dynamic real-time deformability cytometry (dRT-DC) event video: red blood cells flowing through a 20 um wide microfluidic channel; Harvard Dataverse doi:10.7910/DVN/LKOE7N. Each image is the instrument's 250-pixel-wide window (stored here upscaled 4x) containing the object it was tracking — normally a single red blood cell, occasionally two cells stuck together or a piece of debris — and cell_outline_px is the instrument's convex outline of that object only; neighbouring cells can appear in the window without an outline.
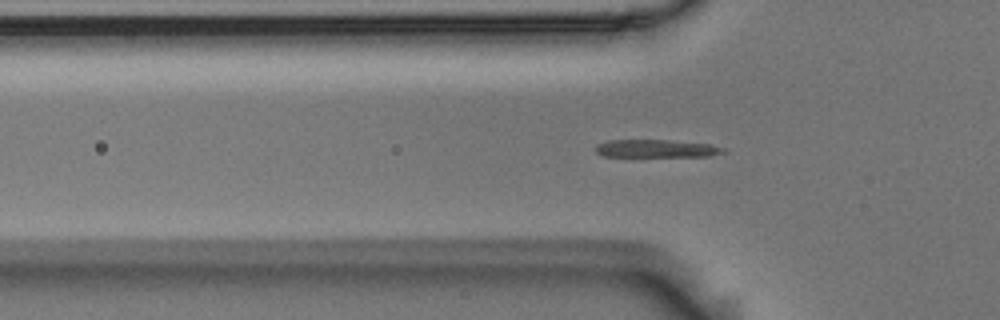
{"species": "Egyptian fruit bat (a non-hibernating species)", "species_latin": "Rousettus aegyptiacus", "temperature_condition": "room temperature", "stored_images_in_passage": 44, "segment_of_instrument_passage": [1, 2], "camera_frame_rate_fps": 3000, "um_per_image_px": 0.085, "animal": {"sex": "male"}, "frame": {"image": 1, "passage_image": 6, "time_ms": 1.667, "image_size_px": [1000, 320], "cell_outline_px": [[728, 152], [712, 156], [600, 156], [596, 152], [596, 144], [608, 140], [668, 140], [712, 144], [728, 148]], "centroid_in_image_um": [55.87, 12.62], "position_along_channel_um": 69.9, "area_um2": 13.47}}
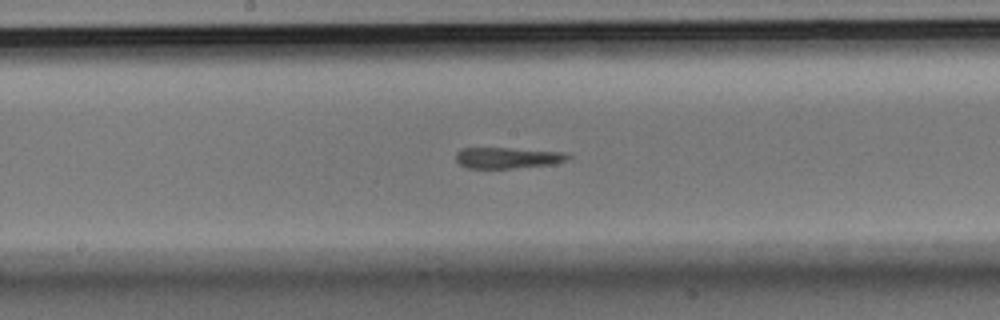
{"frame": {"image": 2, "passage_image": 17, "time_ms": 5.333, "image_size_px": [1000, 320], "cell_outline_px": [[572, 156], [556, 164], [512, 168], [468, 168], [460, 164], [456, 160], [456, 152], [460, 148], [508, 148], [568, 152]], "centroid_in_image_um": [43.17, 13.41], "position_along_channel_um": 205.0, "area_um2": 13.81}}
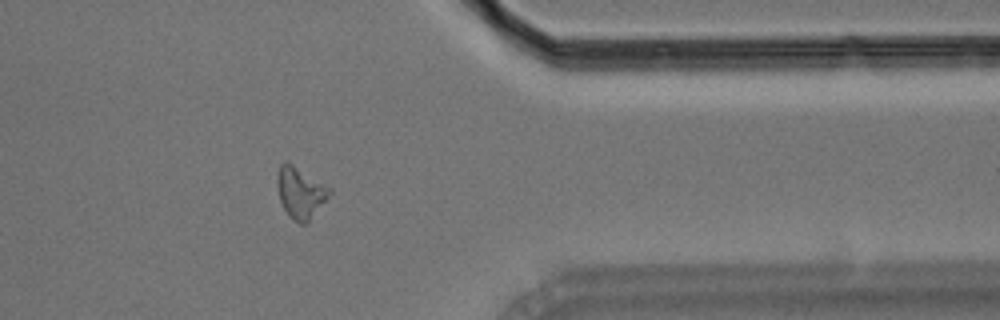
{"frame": {"image": 3, "passage_image": 33, "time_ms": 10.667, "image_size_px": [1000, 320], "cell_outline_px": [[332, 192], [308, 220], [304, 224], [300, 224], [292, 220], [288, 216], [280, 200], [276, 180], [276, 176], [280, 164], [284, 160], [292, 164], [332, 188]], "centroid_in_image_um": [25.5, 16.35], "position_along_channel_um": 385.9, "area_um2": 15.43}}